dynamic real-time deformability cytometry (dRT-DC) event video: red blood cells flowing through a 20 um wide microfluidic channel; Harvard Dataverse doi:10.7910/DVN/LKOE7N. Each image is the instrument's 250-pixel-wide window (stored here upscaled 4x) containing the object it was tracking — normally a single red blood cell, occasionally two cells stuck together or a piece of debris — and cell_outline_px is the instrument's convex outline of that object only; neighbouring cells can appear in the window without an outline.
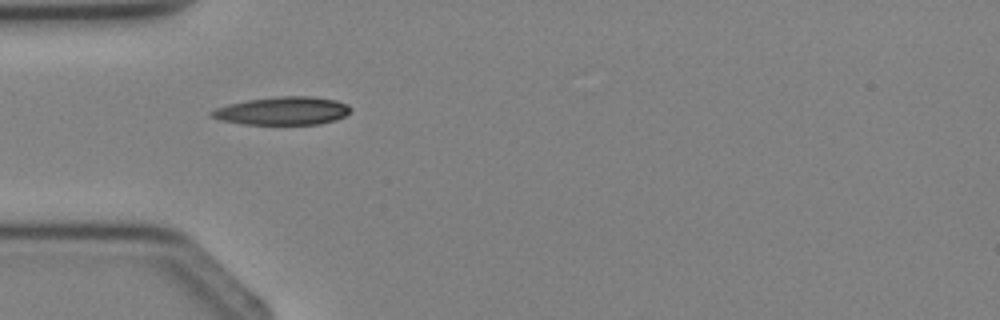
{"species": "Egyptian fruit bat (a non-hibernating species)", "species_latin": "Rousettus aegyptiacus", "temperature_condition": "cold", "stored_images_in_passage": 1, "camera_frame_rate_fps": 3000, "um_per_image_px": 0.085, "animal": {"sex": "female"}, "frame": {"image": 1, "passage_image": 1, "time_ms": 0.0, "image_size_px": [1000, 320], "cell_outline_px": [[352, 112], [336, 120], [320, 124], [244, 124], [220, 120], [208, 116], [208, 112], [216, 108], [228, 104], [248, 100], [280, 96], [308, 96], [336, 100], [348, 104], [352, 108]], "centroid_in_image_um": [24.03, 9.42], "position_along_channel_um": 61.0, "area_um2": 22.89}}